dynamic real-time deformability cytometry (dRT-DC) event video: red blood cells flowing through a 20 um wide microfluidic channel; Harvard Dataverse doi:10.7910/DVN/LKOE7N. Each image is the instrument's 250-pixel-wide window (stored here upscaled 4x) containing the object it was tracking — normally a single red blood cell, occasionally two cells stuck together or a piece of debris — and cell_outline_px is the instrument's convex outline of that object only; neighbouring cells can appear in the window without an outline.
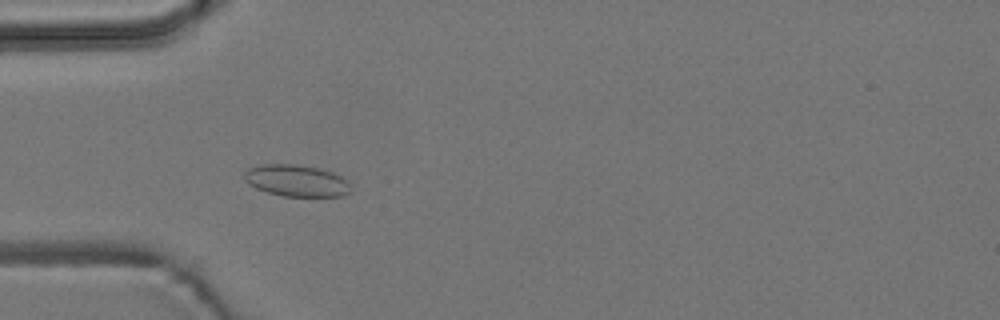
{"species": "common noctule bat (a hibernating species)", "species_latin": "Nyctalus noctula", "temperature_condition": "room temperature", "stored_images_in_passage": 54, "camera_frame_rate_fps": 3000, "um_per_image_px": 0.085, "animal": {"sex": "male", "body_mass_g": 19.2, "forearm_length_mm": 51.8}, "frame": {"image": 1, "passage_image": 16, "time_ms": 5.0, "image_size_px": [1000, 320], "cell_outline_px": [[348, 192], [344, 196], [284, 196], [268, 192], [256, 188], [248, 184], [244, 180], [244, 172], [248, 168], [260, 164], [296, 164], [316, 168], [332, 172], [340, 176], [348, 184]], "centroid_in_image_um": [25.12, 15.35], "position_along_channel_um": 59.9, "area_um2": 19.42}}
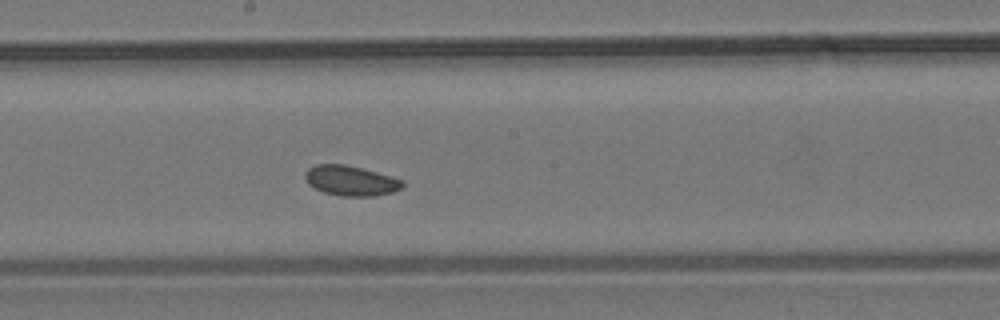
{"frame": {"image": 2, "passage_image": 29, "time_ms": 9.333, "image_size_px": [1000, 320], "cell_outline_px": [[404, 184], [400, 188], [392, 192], [372, 196], [340, 196], [324, 192], [308, 184], [304, 176], [304, 172], [308, 168], [316, 164], [344, 164], [376, 172], [404, 180]], "centroid_in_image_um": [29.78, 15.35], "position_along_channel_um": 218.4, "area_um2": 16.94}}
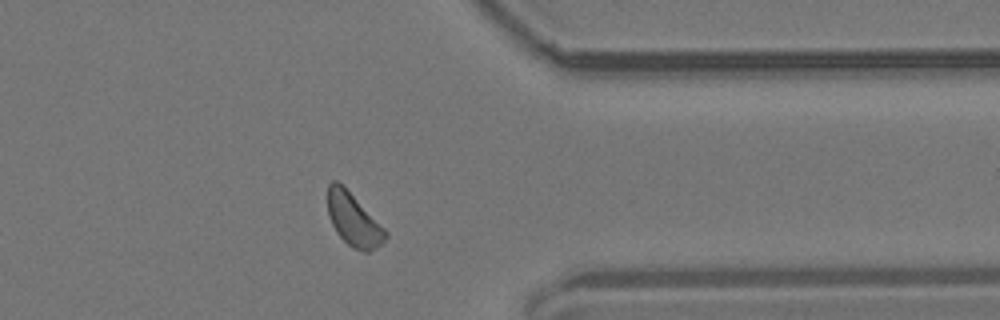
{"frame": {"image": 3, "passage_image": 43, "time_ms": 14.0, "image_size_px": [1000, 320], "cell_outline_px": [[388, 236], [376, 248], [368, 252], [364, 252], [352, 248], [336, 232], [328, 216], [328, 184], [332, 180], [336, 180], [388, 232]], "centroid_in_image_um": [30.03, 18.72], "position_along_channel_um": 381.4, "area_um2": 17.22}}